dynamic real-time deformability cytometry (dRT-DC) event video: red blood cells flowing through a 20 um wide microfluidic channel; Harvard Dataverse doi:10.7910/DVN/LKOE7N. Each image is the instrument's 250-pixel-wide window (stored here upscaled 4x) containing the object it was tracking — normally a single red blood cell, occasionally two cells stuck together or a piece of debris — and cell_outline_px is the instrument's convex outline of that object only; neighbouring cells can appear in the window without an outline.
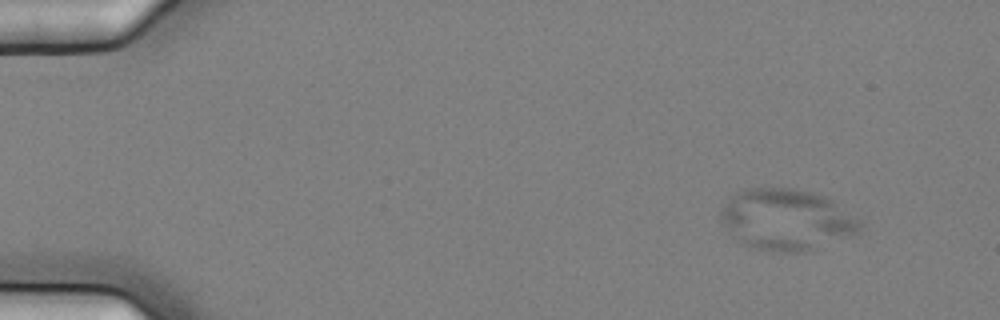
{"species": "common noctule bat (a hibernating species)", "species_latin": "Nyctalus noctula", "temperature_condition": "cold", "stored_images_in_passage": 5, "camera_frame_rate_fps": 3000, "um_per_image_px": 0.085, "animal": {"sex": "female", "body_mass_g": 25.1}, "frame": {"image": 1, "passage_image": 1, "time_ms": 0.0, "image_size_px": [1000, 320], "cell_outline_px": [[864, 224], [860, 232], [856, 236], [800, 252], [784, 252], [752, 248], [736, 240], [720, 220], [720, 208], [736, 192], [748, 188], [792, 188], [812, 192], [824, 196], [832, 200], [860, 220]], "centroid_in_image_um": [66.87, 18.67], "position_along_channel_um": 18.1, "area_um2": 49.82}}
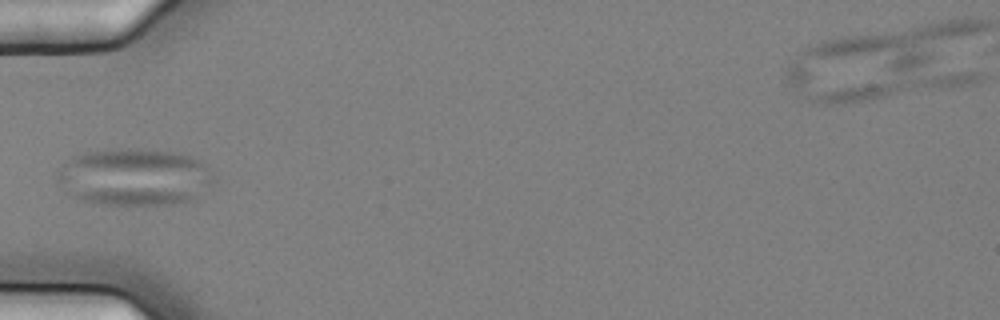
{"frame": {"image": 2, "passage_image": 5, "time_ms": 1.333, "image_size_px": [1000, 320], "cell_outline_px": [[216, 176], [196, 196], [188, 200], [172, 204], [100, 204], [84, 200], [72, 196], [56, 180], [56, 172], [72, 156], [84, 152], [120, 148], [140, 148], [172, 152], [188, 156], [200, 160]], "centroid_in_image_um": [11.37, 15.02], "position_along_channel_um": 73.6, "area_um2": 51.73}}